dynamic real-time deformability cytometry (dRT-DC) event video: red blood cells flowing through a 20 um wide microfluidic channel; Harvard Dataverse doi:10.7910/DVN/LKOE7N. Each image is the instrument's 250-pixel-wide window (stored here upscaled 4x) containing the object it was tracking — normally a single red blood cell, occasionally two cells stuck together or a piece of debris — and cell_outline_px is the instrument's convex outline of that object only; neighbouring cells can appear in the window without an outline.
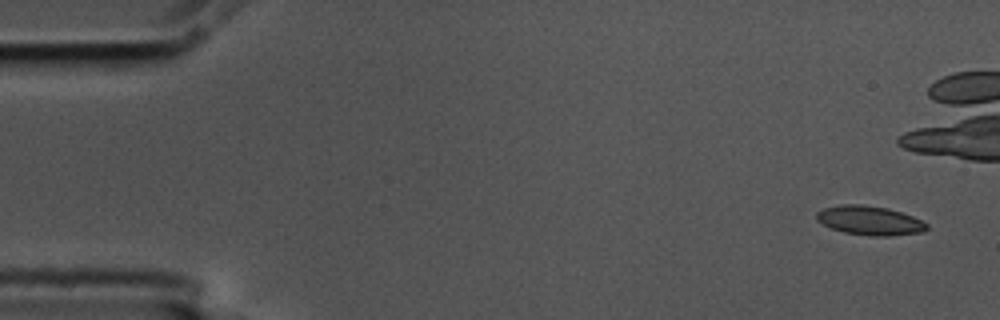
{"species": "common noctule bat (a hibernating species)", "species_latin": "Nyctalus noctula", "temperature_condition": "cold", "stored_images_in_passage": 5, "camera_frame_rate_fps": 3000, "um_per_image_px": 0.085, "animal": {"sex": "male", "body_mass_g": 17.5, "forearm_length_mm": 52.3}, "frame": {"image": 1, "passage_image": 1, "time_ms": 0.0, "image_size_px": [1000, 320], "cell_outline_px": [[928, 228], [924, 232], [888, 236], [872, 236], [844, 232], [832, 228], [816, 220], [816, 212], [824, 208], [840, 204], [864, 204], [888, 208], [912, 216], [928, 224]], "centroid_in_image_um": [73.92, 18.73], "position_along_channel_um": 11.1, "area_um2": 18.73}}